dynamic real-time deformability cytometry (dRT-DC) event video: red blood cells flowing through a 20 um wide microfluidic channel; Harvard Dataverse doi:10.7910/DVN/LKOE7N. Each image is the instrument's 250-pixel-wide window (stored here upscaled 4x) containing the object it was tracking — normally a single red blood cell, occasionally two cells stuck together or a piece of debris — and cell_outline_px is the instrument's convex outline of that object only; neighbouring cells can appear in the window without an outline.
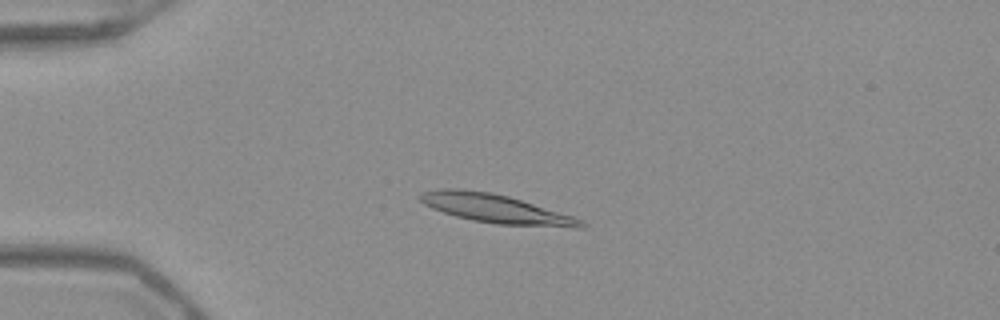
{"species": "Egyptian fruit bat (a non-hibernating species)", "species_latin": "Rousettus aegyptiacus", "temperature_condition": "warm", "stored_images_in_passage": 52, "camera_frame_rate_fps": 3000, "um_per_image_px": 0.085, "frame": {"image": 1, "passage_image": 14, "time_ms": 4.333, "image_size_px": [1000, 320], "cell_outline_px": [[588, 224], [584, 228], [572, 228], [496, 224], [472, 220], [456, 216], [432, 208], [424, 204], [416, 196], [420, 192], [440, 188], [464, 188], [492, 192], [508, 196], [572, 216], [584, 220]], "centroid_in_image_um": [42.13, 17.73], "position_along_channel_um": 42.9, "area_um2": 27.22}}
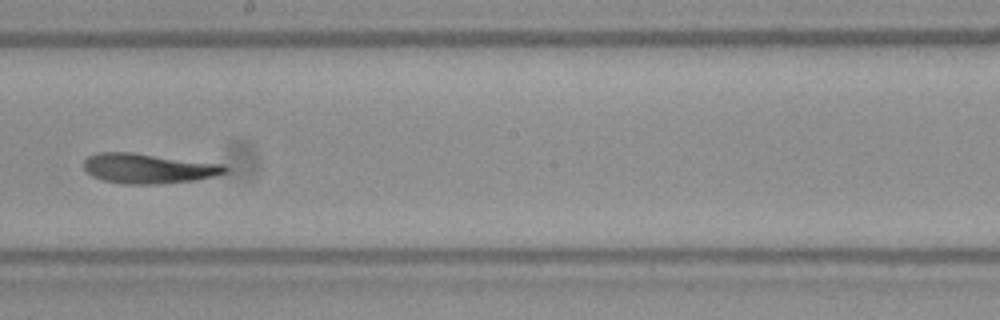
{"frame": {"image": 2, "passage_image": 31, "time_ms": 10.0, "image_size_px": [1000, 320], "cell_outline_px": [[228, 172], [196, 180], [156, 184], [124, 184], [104, 180], [92, 176], [84, 168], [84, 160], [88, 156], [96, 152], [132, 152], [224, 164], [228, 168]], "centroid_in_image_um": [12.6, 14.31], "position_along_channel_um": 235.6, "area_um2": 24.68}}
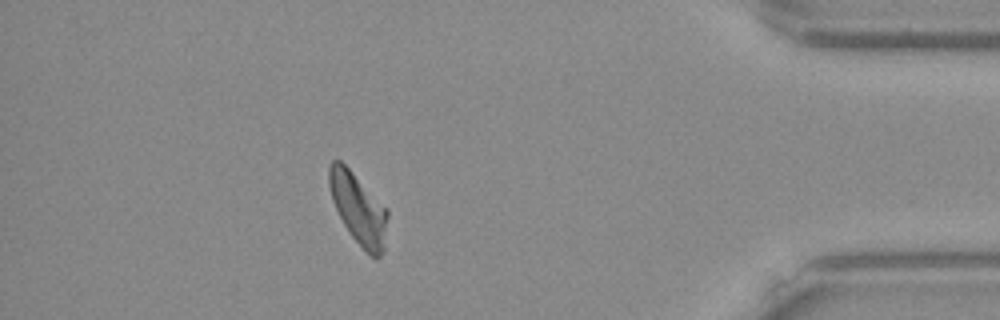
{"frame": {"image": 3, "passage_image": 47, "time_ms": 15.333, "image_size_px": [1000, 320], "cell_outline_px": [[388, 216], [384, 248], [380, 256], [376, 260], [368, 256], [352, 236], [344, 224], [332, 200], [328, 184], [328, 164], [332, 160], [340, 160], [388, 208]], "centroid_in_image_um": [30.47, 17.76], "position_along_channel_um": 404.7, "area_um2": 24.28}, "authors_computed_cell_mechanics": {"area_um2": 25.0274, "velocity_mm_per_s": 3.9515, "shape_relaxation_time_tau1_ms": 7.43, "shape_relaxation_time_tau2_ms": 3.1164, "deformation_change_tau1": 0.2196, "deformation_change_tau2": 0.1045}}